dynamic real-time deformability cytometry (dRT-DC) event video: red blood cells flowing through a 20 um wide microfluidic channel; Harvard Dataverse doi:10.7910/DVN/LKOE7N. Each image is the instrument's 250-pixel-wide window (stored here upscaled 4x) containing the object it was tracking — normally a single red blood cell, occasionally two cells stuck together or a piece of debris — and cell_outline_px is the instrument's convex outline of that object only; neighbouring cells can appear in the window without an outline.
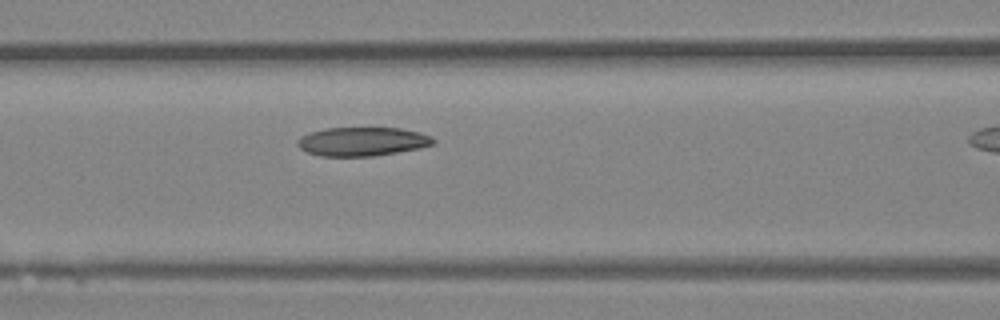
{"species": "Egyptian fruit bat (a non-hibernating species)", "species_latin": "Rousettus aegyptiacus", "temperature_condition": "room temperature", "stored_images_in_passage": 15, "camera_frame_rate_fps": 3000, "um_per_image_px": 0.085, "animal": {"sex": "female"}, "frame": {"image": 1, "passage_image": 11, "time_ms": 3.333, "image_size_px": [1000, 320], "cell_outline_px": [[436, 144], [420, 148], [372, 156], [320, 156], [308, 152], [300, 148], [296, 144], [296, 140], [300, 136], [308, 132], [324, 128], [400, 128], [420, 132], [432, 136], [436, 140]], "centroid_in_image_um": [30.79, 12.02], "position_along_channel_um": 135.8, "area_um2": 23.0}}